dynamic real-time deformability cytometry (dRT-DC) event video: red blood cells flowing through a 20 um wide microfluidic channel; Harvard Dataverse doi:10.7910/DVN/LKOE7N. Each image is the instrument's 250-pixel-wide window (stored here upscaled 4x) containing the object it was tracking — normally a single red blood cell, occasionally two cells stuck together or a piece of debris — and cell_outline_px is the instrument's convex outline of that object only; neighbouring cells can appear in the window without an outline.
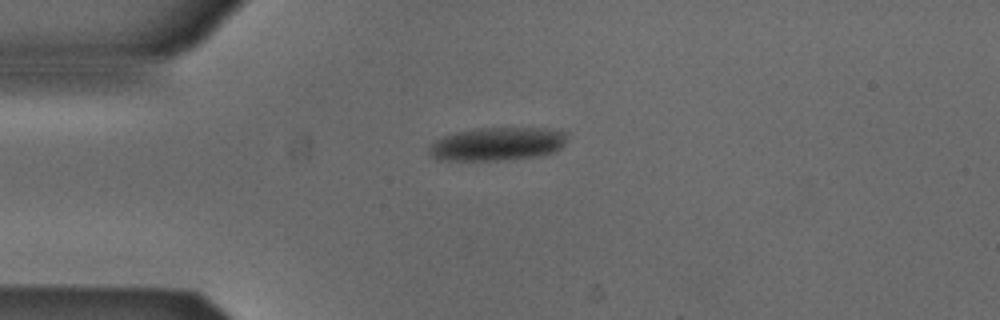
{"species": "Egyptian fruit bat (a non-hibernating species)", "species_latin": "Rousettus aegyptiacus", "temperature_condition": "cold", "stored_images_in_passage": 3, "camera_frame_rate_fps": 3000, "um_per_image_px": 0.085, "animal": {"sex": "male"}, "frame": {"image": 1, "passage_image": 1, "time_ms": 0.0, "image_size_px": [1000, 320], "cell_outline_px": [[564, 144], [560, 148], [552, 152], [536, 156], [500, 160], [436, 160], [428, 148], [436, 140], [444, 136], [456, 132], [480, 128], [544, 128], [564, 132]], "centroid_in_image_um": [42.23, 12.24], "position_along_channel_um": 42.8, "area_um2": 26.24}}